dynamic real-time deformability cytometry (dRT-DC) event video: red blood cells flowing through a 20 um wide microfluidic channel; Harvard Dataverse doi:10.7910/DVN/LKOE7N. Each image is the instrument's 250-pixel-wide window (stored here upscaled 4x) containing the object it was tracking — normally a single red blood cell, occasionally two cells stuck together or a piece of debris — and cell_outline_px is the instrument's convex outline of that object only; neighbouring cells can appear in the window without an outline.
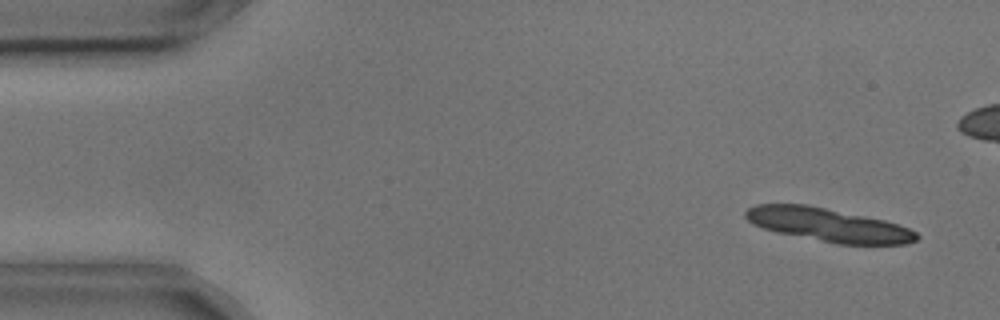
{"species": "common noctule bat (a hibernating species)", "species_latin": "Nyctalus noctula", "temperature_condition": "cold", "stored_images_in_passage": 5, "camera_frame_rate_fps": 3000, "um_per_image_px": 0.085, "animal": {"sex": "male", "body_mass_g": 17.9, "forearm_length_mm": 54.2}, "frame": {"image": 1, "passage_image": 1, "time_ms": 0.0, "image_size_px": [1000, 320], "cell_outline_px": [[920, 236], [916, 240], [904, 244], [836, 244], [776, 232], [752, 224], [744, 216], [744, 212], [748, 208], [756, 204], [808, 204], [884, 220], [908, 228], [916, 232]], "centroid_in_image_um": [70.36, 19.11], "position_along_channel_um": 14.6, "area_um2": 33.23}}